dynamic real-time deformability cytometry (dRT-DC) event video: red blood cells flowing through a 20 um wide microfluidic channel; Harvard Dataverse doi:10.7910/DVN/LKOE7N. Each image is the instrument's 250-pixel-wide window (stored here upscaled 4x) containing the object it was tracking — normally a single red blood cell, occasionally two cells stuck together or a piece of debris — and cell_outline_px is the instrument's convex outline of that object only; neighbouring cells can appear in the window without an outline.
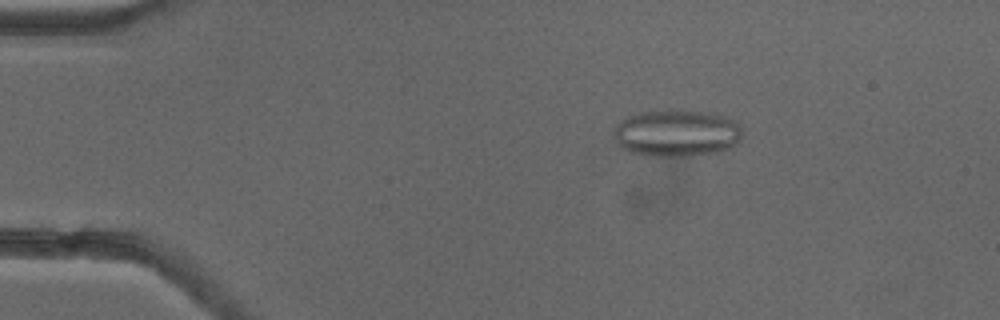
{"species": "common noctule bat (a hibernating species)", "species_latin": "Nyctalus noctula", "temperature_condition": "cold", "stored_images_in_passage": 15, "camera_frame_rate_fps": 3000, "um_per_image_px": 0.085, "animal": {"sex": "female"}, "frame": {"image": 1, "passage_image": 8, "time_ms": 2.333, "image_size_px": [1000, 320], "cell_outline_px": [[740, 136], [736, 144], [728, 148], [716, 152], [692, 156], [660, 156], [632, 152], [624, 148], [612, 136], [612, 128], [620, 120], [628, 116], [640, 112], [700, 112], [720, 116], [732, 120], [740, 124]], "centroid_in_image_um": [57.46, 11.34], "position_along_channel_um": 27.5, "area_um2": 34.22}}